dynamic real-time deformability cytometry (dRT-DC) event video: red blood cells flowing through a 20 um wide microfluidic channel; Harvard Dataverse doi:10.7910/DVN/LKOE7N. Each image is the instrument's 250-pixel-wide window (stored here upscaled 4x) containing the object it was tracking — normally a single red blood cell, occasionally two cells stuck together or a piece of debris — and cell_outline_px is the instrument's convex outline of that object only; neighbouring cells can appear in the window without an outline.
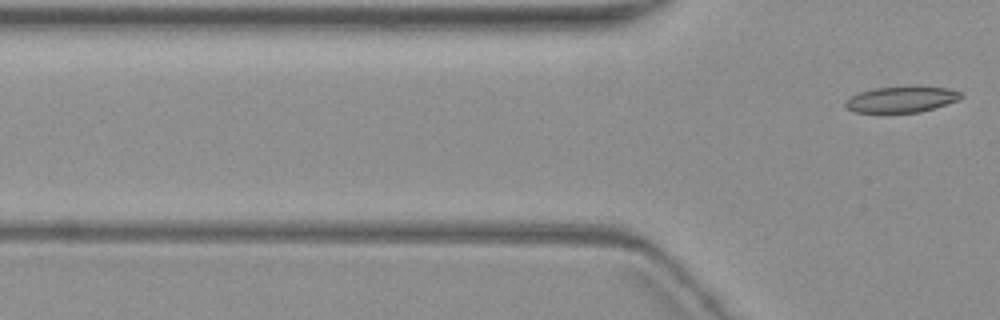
{"species": "common noctule bat (a hibernating species)", "species_latin": "Nyctalus noctula", "temperature_condition": "warm", "stored_images_in_passage": 2, "camera_frame_rate_fps": 3000, "um_per_image_px": 0.085, "animal": {"sex": "female", "body_mass_g": 19.3, "forearm_length_mm": 54.1}, "frame": {"image": 1, "passage_image": 2, "time_ms": 1.333, "image_size_px": [1000, 320], "cell_outline_px": [[964, 96], [960, 100], [920, 112], [852, 112], [844, 108], [844, 104], [852, 96], [860, 92], [876, 88], [916, 84], [948, 88], [960, 92]], "centroid_in_image_um": [76.67, 8.41], "position_along_channel_um": 49.1, "area_um2": 17.98}}